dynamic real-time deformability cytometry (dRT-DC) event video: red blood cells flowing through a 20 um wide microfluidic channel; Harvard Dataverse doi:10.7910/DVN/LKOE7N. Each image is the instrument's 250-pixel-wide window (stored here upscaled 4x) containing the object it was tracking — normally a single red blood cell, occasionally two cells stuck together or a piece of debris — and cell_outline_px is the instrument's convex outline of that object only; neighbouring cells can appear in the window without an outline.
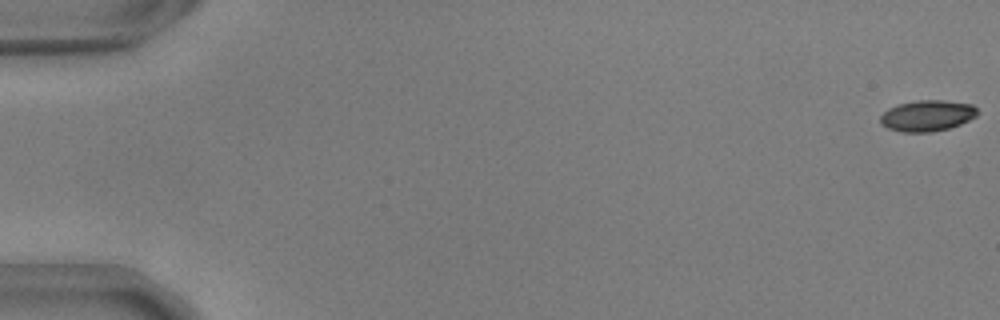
{"species": "common noctule bat (a hibernating species)", "species_latin": "Nyctalus noctula", "temperature_condition": "warm", "stored_images_in_passage": 56, "camera_frame_rate_fps": 3000, "um_per_image_px": 0.085, "animal": {"sex": "male", "body_mass_g": 17.9, "forearm_length_mm": 54.2}, "frame": {"image": 1, "passage_image": 1, "time_ms": 0.0, "image_size_px": [1000, 320], "cell_outline_px": [[980, 112], [976, 116], [960, 124], [948, 128], [932, 132], [900, 132], [888, 128], [880, 124], [880, 116], [888, 108], [896, 104], [916, 100], [944, 100], [972, 104]], "centroid_in_image_um": [78.79, 9.82], "position_along_channel_um": 6.2, "area_um2": 17.74}}
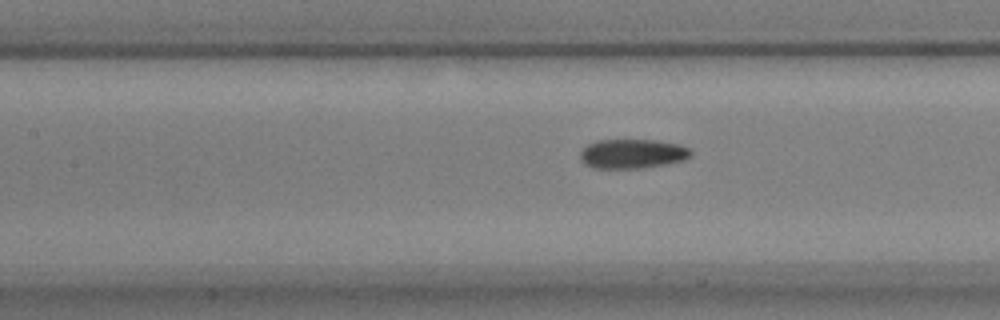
{"frame": {"image": 2, "passage_image": 26, "time_ms": 8.333, "image_size_px": [1000, 320], "cell_outline_px": [[692, 156], [684, 160], [668, 164], [644, 168], [592, 168], [584, 164], [580, 160], [580, 152], [588, 144], [596, 140], [656, 140], [680, 144], [688, 148], [692, 152]], "centroid_in_image_um": [53.76, 13.07], "position_along_channel_um": 153.6, "area_um2": 19.19}}
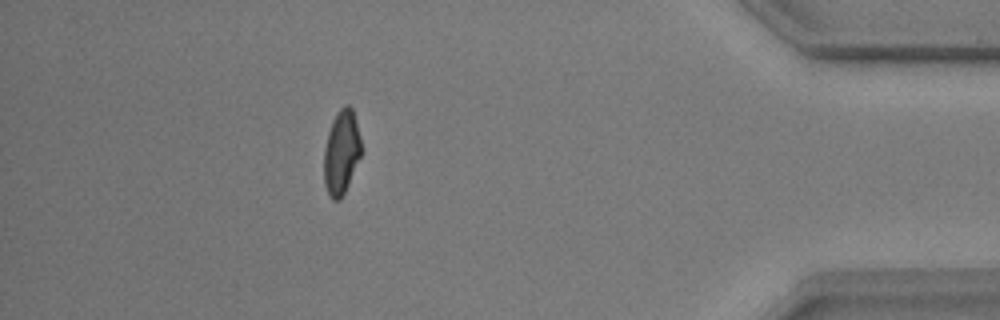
{"frame": {"image": 3, "passage_image": 50, "time_ms": 16.333, "image_size_px": [1000, 320], "cell_outline_px": [[364, 152], [340, 200], [332, 200], [328, 196], [324, 184], [324, 148], [328, 132], [332, 120], [336, 112], [344, 104], [348, 104], [352, 108], [356, 120]], "centroid_in_image_um": [29.03, 12.93], "position_along_channel_um": 406.2, "area_um2": 18.79}, "authors_computed_cell_mechanics": {"area_um2": 18.785, "velocity_mm_per_s": 3.7063, "shape_relaxation_time_tau1_ms": 6.4264, "shape_relaxation_time_tau2_ms": 1.6028, "deformation_change_tau1": 0.2079, "deformation_change_tau2": 0.0754}}